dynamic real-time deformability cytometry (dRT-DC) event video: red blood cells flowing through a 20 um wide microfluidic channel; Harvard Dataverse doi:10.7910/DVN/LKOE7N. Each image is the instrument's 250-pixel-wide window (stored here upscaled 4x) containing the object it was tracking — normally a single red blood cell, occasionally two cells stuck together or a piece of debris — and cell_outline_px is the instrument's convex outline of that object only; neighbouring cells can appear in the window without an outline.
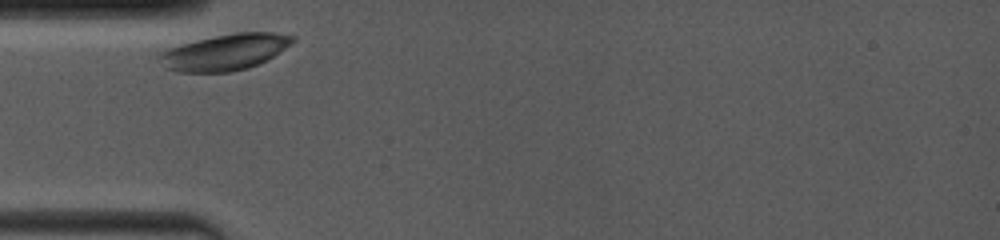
{"species": "common noctule bat (a hibernating species)", "species_latin": "Nyctalus noctula", "temperature_condition": "room temperature", "stored_images_in_passage": 77, "camera_frame_rate_fps": 4000, "um_per_image_px": 0.085, "animal": {"sex": "female", "body_mass_g": 19.0, "forearm_length_mm": 53.3}, "frame": {"image": 1, "passage_image": 1, "time_ms": 0.0, "image_size_px": [1000, 240], "cell_outline_px": [[296, 40], [268, 60], [248, 68], [232, 72], [176, 72], [164, 68], [156, 56], [164, 48], [196, 40], [236, 32], [272, 32], [296, 36]], "centroid_in_image_um": [19.07, 4.44], "position_along_channel_um": 65.9, "area_um2": 28.44}}
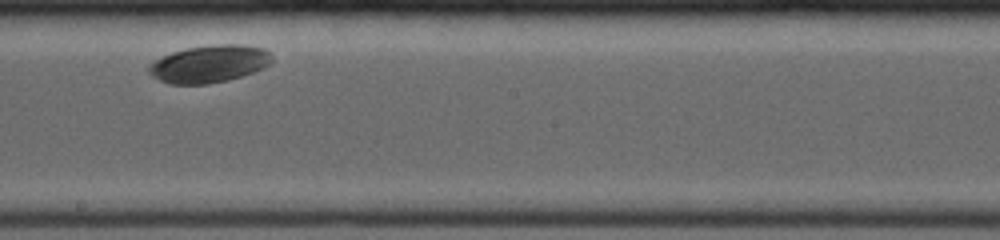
{"frame": {"image": 2, "passage_image": 38, "time_ms": 4.75, "image_size_px": [1000, 240], "cell_outline_px": [[272, 64], [252, 72], [240, 76], [208, 84], [168, 84], [152, 76], [148, 72], [148, 68], [156, 60], [172, 52], [188, 48], [212, 44], [244, 44], [264, 48], [272, 56]], "centroid_in_image_um": [17.81, 5.42], "position_along_channel_um": 230.4, "area_um2": 26.65}}
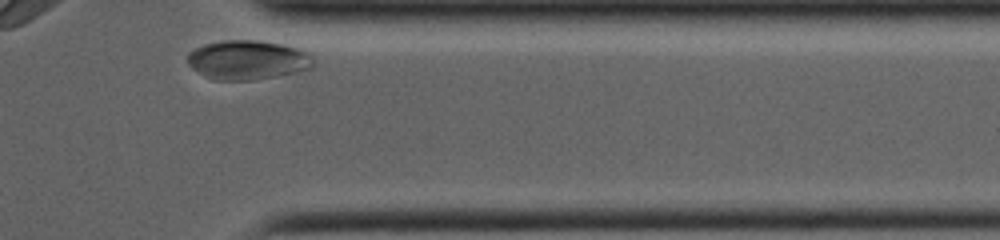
{"frame": {"image": 3, "passage_image": 74, "time_ms": 9.25, "image_size_px": [1000, 240], "cell_outline_px": [[312, 68], [276, 76], [256, 80], [212, 80], [204, 76], [192, 68], [188, 64], [188, 52], [204, 44], [224, 40], [252, 40], [280, 44], [300, 48], [308, 52], [312, 56]], "centroid_in_image_um": [21.03, 5.1], "position_along_channel_um": 390.4, "area_um2": 28.78}, "authors_computed_cell_mechanics": {"area_um2": 26.8192, "velocity_mm_per_s": 3.5173, "shape_relaxation_time_tau1_ms": 1.8941, "shape_relaxation_time_tau2_ms": null, "deformation_change_tau1": 0.0462, "deformation_change_tau2": null}}